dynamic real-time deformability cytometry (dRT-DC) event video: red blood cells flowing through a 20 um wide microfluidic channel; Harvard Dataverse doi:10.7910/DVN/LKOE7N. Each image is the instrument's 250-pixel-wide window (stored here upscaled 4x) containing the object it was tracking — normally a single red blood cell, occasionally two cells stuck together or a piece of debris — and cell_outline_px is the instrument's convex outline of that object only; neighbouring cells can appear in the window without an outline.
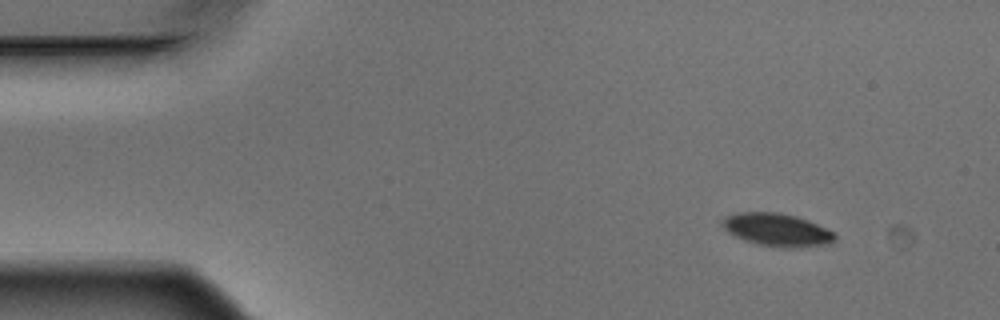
{"species": "Egyptian fruit bat (a non-hibernating species)", "species_latin": "Rousettus aegyptiacus", "temperature_condition": "warm", "stored_images_in_passage": 9, "camera_frame_rate_fps": 3000, "um_per_image_px": 0.085, "animal": {"sex": "male"}, "frame": {"image": 1, "passage_image": 1, "time_ms": 0.0, "image_size_px": [1000, 320], "cell_outline_px": [[836, 240], [832, 244], [804, 248], [784, 248], [756, 244], [744, 240], [728, 232], [720, 224], [724, 216], [736, 212], [780, 212], [796, 216], [808, 220], [836, 232]], "centroid_in_image_um": [66.09, 19.54], "position_along_channel_um": 18.9, "area_um2": 22.14}}
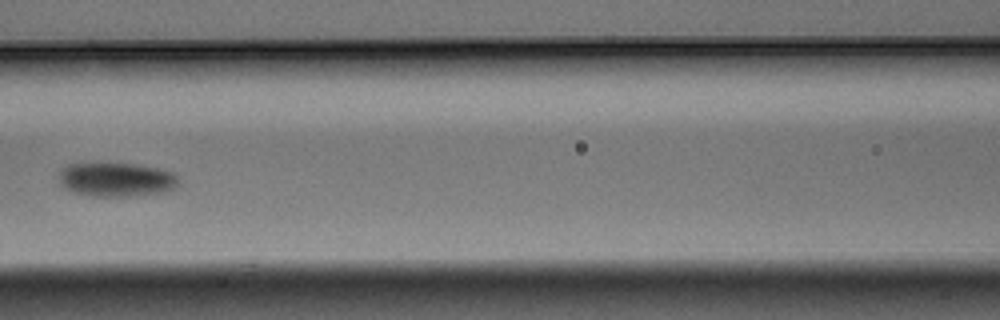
{"frame": {"image": 2, "passage_image": 6, "time_ms": 1.667, "image_size_px": [1000, 320], "cell_outline_px": [[176, 188], [164, 192], [132, 196], [92, 196], [72, 192], [64, 188], [60, 184], [60, 168], [68, 164], [136, 164], [160, 168], [172, 172], [176, 176]], "centroid_in_image_um": [9.87, 15.27], "position_along_channel_um": 156.7, "area_um2": 23.64}}
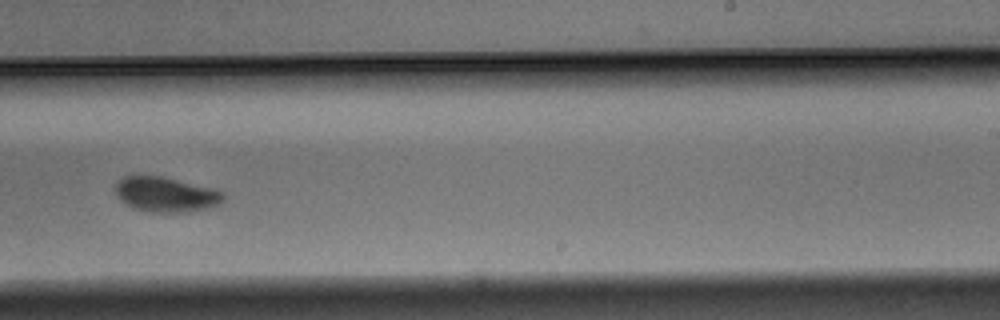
{"frame": {"image": 3, "passage_image": 9, "time_ms": 2.667, "image_size_px": [1000, 320], "cell_outline_px": [[224, 200], [220, 204], [208, 208], [188, 212], [152, 212], [136, 208], [124, 204], [116, 196], [116, 184], [124, 176], [164, 176], [216, 188], [224, 192]], "centroid_in_image_um": [14.15, 16.52], "position_along_channel_um": 274.8, "area_um2": 22.25}}